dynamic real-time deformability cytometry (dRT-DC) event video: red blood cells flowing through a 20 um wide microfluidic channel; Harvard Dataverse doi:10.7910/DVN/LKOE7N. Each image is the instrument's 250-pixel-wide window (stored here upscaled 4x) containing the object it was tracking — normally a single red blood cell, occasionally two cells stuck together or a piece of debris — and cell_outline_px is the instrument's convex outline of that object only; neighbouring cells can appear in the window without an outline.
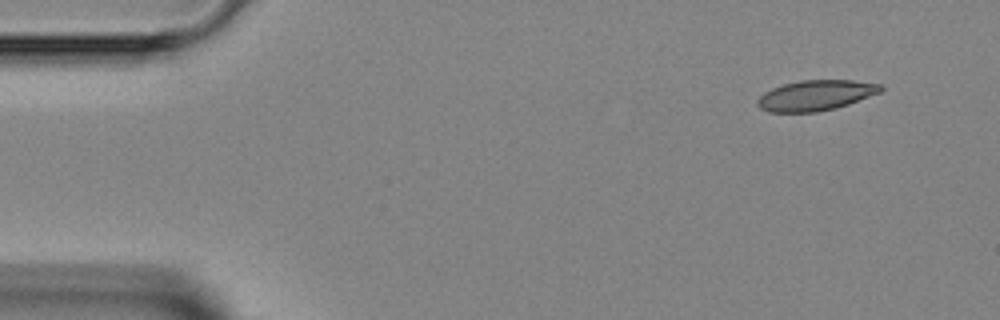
{"species": "Egyptian fruit bat (a non-hibernating species)", "species_latin": "Rousettus aegyptiacus", "temperature_condition": "room temperature", "stored_images_in_passage": 9, "camera_frame_rate_fps": 3000, "um_per_image_px": 0.085, "animal": {"sex": "female"}, "frame": {"image": 1, "passage_image": 1, "time_ms": 0.0, "image_size_px": [1000, 320], "cell_outline_px": [[884, 88], [880, 92], [848, 104], [836, 108], [816, 112], [768, 112], [760, 108], [756, 104], [756, 100], [764, 92], [772, 88], [784, 84], [800, 80], [852, 80], [884, 84]], "centroid_in_image_um": [69.33, 8.1], "position_along_channel_um": 15.7, "area_um2": 21.91}}